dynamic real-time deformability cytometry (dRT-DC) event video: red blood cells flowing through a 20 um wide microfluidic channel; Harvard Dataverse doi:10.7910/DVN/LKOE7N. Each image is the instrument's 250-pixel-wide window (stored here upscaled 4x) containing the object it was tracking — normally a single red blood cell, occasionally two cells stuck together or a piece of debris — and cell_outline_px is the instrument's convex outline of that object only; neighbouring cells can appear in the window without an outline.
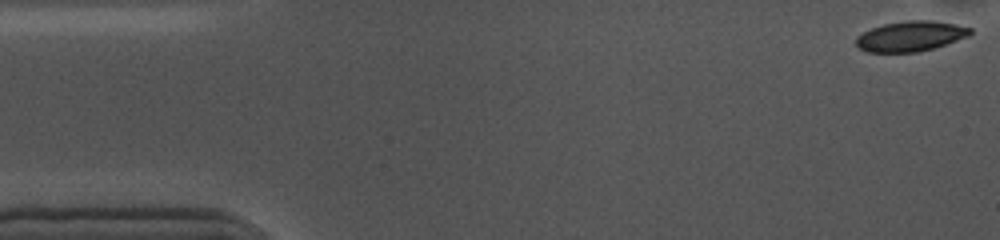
{"species": "common noctule bat (a hibernating species)", "species_latin": "Nyctalus noctula", "temperature_condition": "cold", "stored_images_in_passage": 55, "camera_frame_rate_fps": 3000, "um_per_image_px": 0.085, "animal": {"sex": "female", "body_mass_g": 10.0, "forearm_length_mm": 53.1}, "frame": {"image": 1, "passage_image": 1, "time_ms": 0.0, "image_size_px": [1000, 240], "cell_outline_px": [[972, 32], [968, 36], [932, 48], [916, 52], [868, 52], [860, 48], [856, 44], [856, 36], [872, 28], [884, 24], [908, 20], [932, 20], [956, 24], [972, 28]], "centroid_in_image_um": [77.39, 3.07], "position_along_channel_um": 7.6, "area_um2": 19.88}}
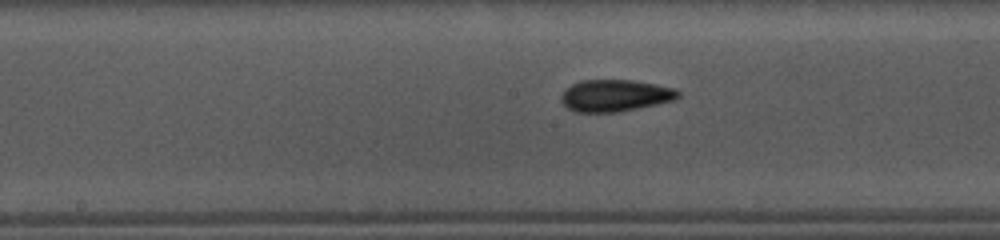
{"frame": {"image": 2, "passage_image": 26, "time_ms": 8.333, "image_size_px": [1000, 240], "cell_outline_px": [[680, 96], [672, 100], [656, 104], [616, 112], [576, 112], [568, 108], [560, 100], [560, 96], [564, 88], [580, 80], [632, 80], [676, 88], [680, 92]], "centroid_in_image_um": [52.24, 8.11], "position_along_channel_um": 196.0, "area_um2": 21.68}}
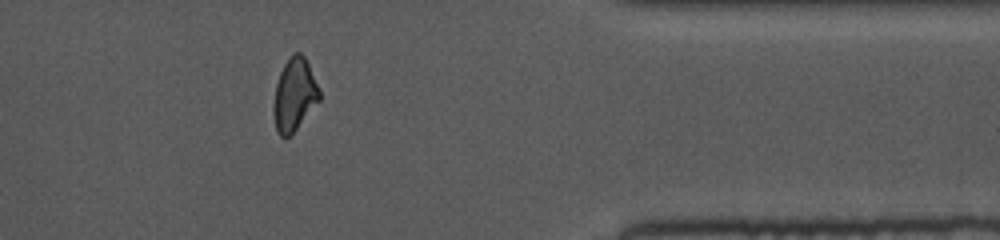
{"frame": {"image": 3, "passage_image": 44, "time_ms": 14.333, "image_size_px": [1000, 240], "cell_outline_px": [[320, 100], [296, 128], [288, 136], [280, 136], [276, 132], [276, 84], [280, 72], [288, 56], [292, 52], [300, 52], [304, 56], [320, 88]], "centroid_in_image_um": [25.07, 7.97], "position_along_channel_um": 386.3, "area_um2": 18.73}, "authors_computed_cell_mechanics": {"area_um2": 20.2878, "velocity_mm_per_s": 3.5689, "shape_relaxation_time_tau1_ms": 4.7009, "shape_relaxation_time_tau2_ms": 2.9228, "deformation_change_tau1": 0.1218, "deformation_change_tau2": 0.0601}}